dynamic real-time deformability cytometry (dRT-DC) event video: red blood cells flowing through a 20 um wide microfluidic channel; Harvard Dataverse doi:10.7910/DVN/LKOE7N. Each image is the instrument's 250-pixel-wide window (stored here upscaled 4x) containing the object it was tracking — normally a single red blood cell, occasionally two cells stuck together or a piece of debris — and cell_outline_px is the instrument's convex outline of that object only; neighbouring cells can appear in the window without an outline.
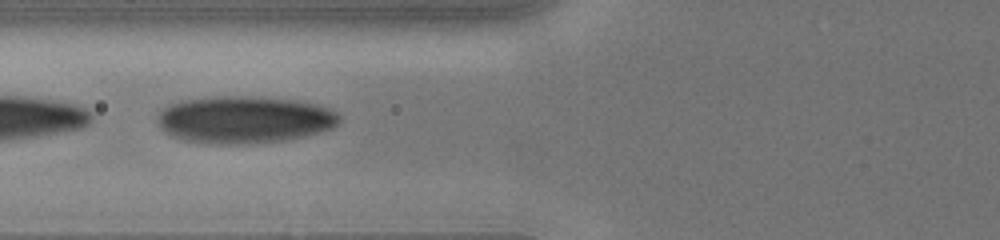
{"species": "human", "species_latin": "Homo sapiens", "temperature_condition": "cold", "stored_images_in_passage": 15, "camera_frame_rate_fps": 3000, "um_per_image_px": 0.085, "donor": {"sex": "male"}, "frame": {"image": 1, "passage_image": 7, "time_ms": 3.667, "image_size_px": [1000, 240], "cell_outline_px": [[340, 120], [332, 128], [320, 132], [304, 136], [284, 140], [240, 144], [220, 144], [184, 140], [172, 136], [160, 128], [156, 120], [156, 116], [168, 104], [180, 100], [220, 96], [264, 96], [304, 100], [328, 108], [336, 112], [340, 116]], "centroid_in_image_um": [20.77, 10.14], "position_along_channel_um": 105.0, "area_um2": 50.52}}
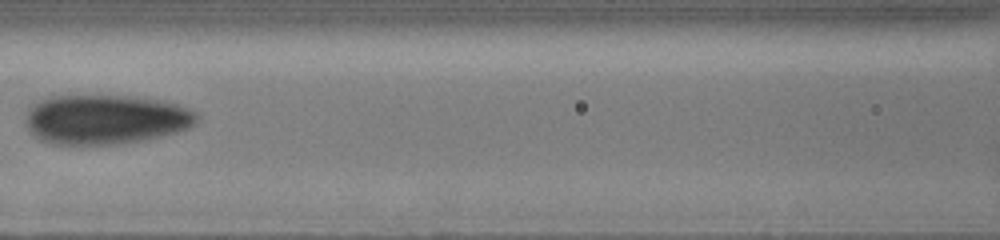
{"frame": {"image": 2, "passage_image": 9, "time_ms": 5.0, "image_size_px": [1000, 240], "cell_outline_px": [[200, 116], [188, 128], [176, 132], [144, 140], [116, 144], [52, 144], [40, 140], [28, 128], [28, 108], [36, 100], [56, 96], [136, 96], [160, 100], [176, 104], [188, 108], [196, 112]], "centroid_in_image_um": [8.98, 10.14], "position_along_channel_um": 157.6, "area_um2": 49.25}}
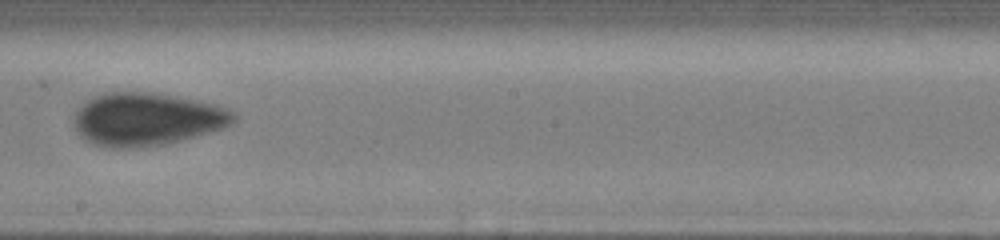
{"frame": {"image": 3, "passage_image": 12, "time_ms": 7.0, "image_size_px": [1000, 240], "cell_outline_px": [[236, 120], [224, 128], [160, 144], [128, 148], [116, 148], [92, 144], [84, 140], [80, 136], [72, 124], [72, 116], [92, 96], [104, 92], [152, 92], [176, 96], [216, 104], [236, 112]], "centroid_in_image_um": [12.43, 10.11], "position_along_channel_um": 235.8, "area_um2": 49.07}}